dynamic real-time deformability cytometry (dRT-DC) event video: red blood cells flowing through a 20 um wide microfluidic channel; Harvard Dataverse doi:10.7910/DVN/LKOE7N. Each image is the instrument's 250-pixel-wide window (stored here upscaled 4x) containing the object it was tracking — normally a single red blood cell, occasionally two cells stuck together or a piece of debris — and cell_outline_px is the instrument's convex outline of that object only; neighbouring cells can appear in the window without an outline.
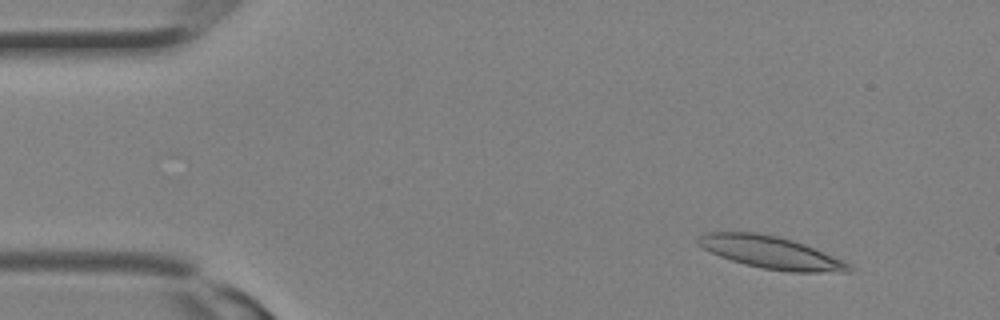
{"species": "Egyptian fruit bat (a non-hibernating species)", "species_latin": "Rousettus aegyptiacus", "temperature_condition": "room temperature", "stored_images_in_passage": 12, "camera_frame_rate_fps": 3000, "um_per_image_px": 0.085, "animal": {"sex": "female"}, "frame": {"image": 1, "passage_image": 3, "time_ms": 0.667, "image_size_px": [1000, 320], "cell_outline_px": [[852, 272], [788, 272], [764, 268], [744, 264], [720, 256], [696, 244], [696, 240], [700, 236], [708, 232], [756, 232], [776, 236], [792, 240], [804, 244], [832, 256], [848, 264], [852, 268]], "centroid_in_image_um": [65.5, 21.46], "position_along_channel_um": 19.5, "area_um2": 27.98}}
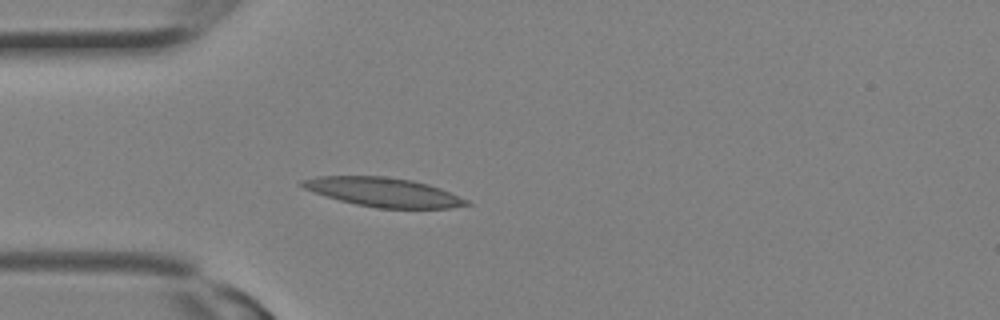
{"frame": {"image": 2, "passage_image": 8, "time_ms": 2.333, "image_size_px": [1000, 320], "cell_outline_px": [[472, 204], [452, 208], [376, 208], [356, 204], [340, 200], [304, 188], [296, 184], [300, 180], [320, 176], [384, 176], [412, 180], [428, 184], [440, 188], [468, 200]], "centroid_in_image_um": [32.6, 16.33], "position_along_channel_um": 52.4, "area_um2": 27.69}}
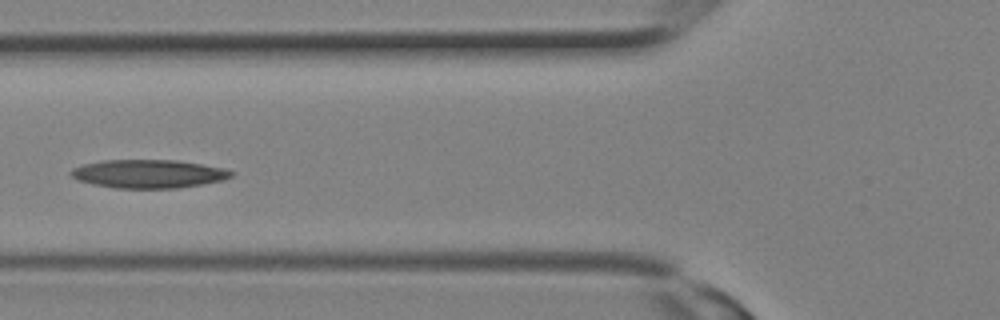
{"frame": {"image": 3, "passage_image": 11, "time_ms": 3.333, "image_size_px": [1000, 320], "cell_outline_px": [[236, 172], [232, 176], [224, 180], [176, 188], [116, 188], [92, 184], [76, 180], [68, 172], [72, 168], [84, 164], [100, 160], [176, 160], [224, 168]], "centroid_in_image_um": [12.59, 14.77], "position_along_channel_um": 113.2, "area_um2": 26.59}}